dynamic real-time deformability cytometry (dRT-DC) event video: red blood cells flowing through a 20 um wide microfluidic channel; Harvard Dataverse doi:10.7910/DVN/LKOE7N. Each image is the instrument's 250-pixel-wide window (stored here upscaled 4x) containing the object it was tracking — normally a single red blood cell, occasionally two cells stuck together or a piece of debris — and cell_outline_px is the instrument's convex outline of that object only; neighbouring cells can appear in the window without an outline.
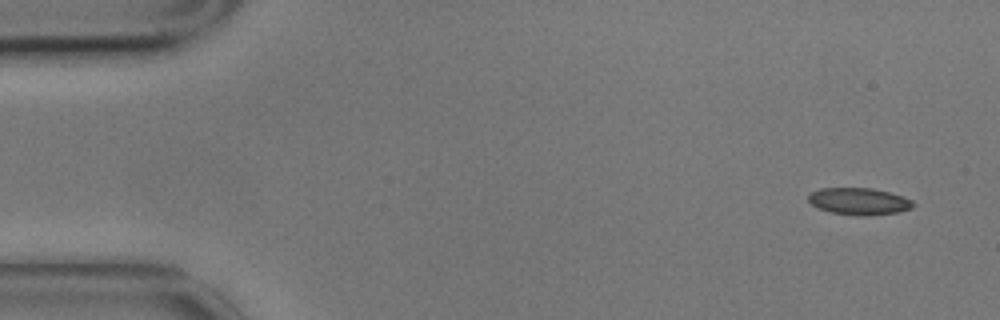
{"species": "common noctule bat (a hibernating species)", "species_latin": "Nyctalus noctula", "temperature_condition": "cold", "stored_images_in_passage": 4, "camera_frame_rate_fps": 3000, "um_per_image_px": 0.085, "animal": {"sex": "male", "body_mass_g": 17.9}, "frame": {"image": 1, "passage_image": 1, "time_ms": 0.0, "image_size_px": [1000, 320], "cell_outline_px": [[916, 204], [912, 208], [896, 212], [864, 216], [860, 216], [828, 212], [812, 204], [808, 200], [808, 196], [812, 192], [820, 188], [872, 188], [888, 192], [912, 200]], "centroid_in_image_um": [73.01, 17.11], "position_along_channel_um": 12.0, "area_um2": 16.3}}
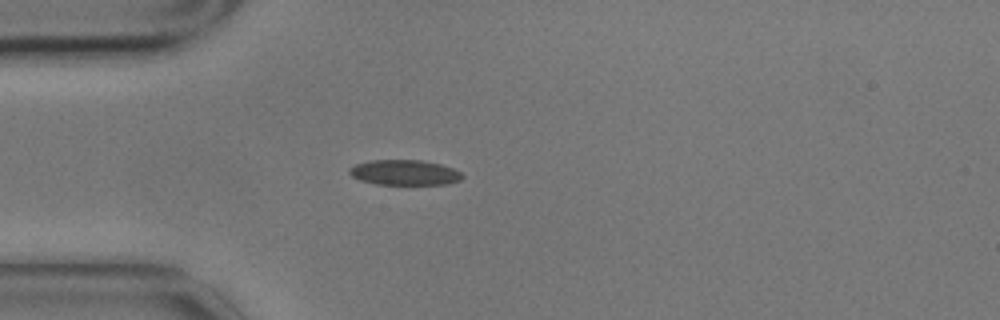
{"frame": {"image": 2, "passage_image": 3, "time_ms": 0.667, "image_size_px": [1000, 320], "cell_outline_px": [[464, 176], [460, 180], [448, 184], [376, 184], [360, 180], [352, 176], [348, 172], [348, 168], [356, 164], [368, 160], [420, 160], [440, 164], [452, 168], [460, 172]], "centroid_in_image_um": [34.36, 14.66], "position_along_channel_um": 50.6, "area_um2": 16.59}}